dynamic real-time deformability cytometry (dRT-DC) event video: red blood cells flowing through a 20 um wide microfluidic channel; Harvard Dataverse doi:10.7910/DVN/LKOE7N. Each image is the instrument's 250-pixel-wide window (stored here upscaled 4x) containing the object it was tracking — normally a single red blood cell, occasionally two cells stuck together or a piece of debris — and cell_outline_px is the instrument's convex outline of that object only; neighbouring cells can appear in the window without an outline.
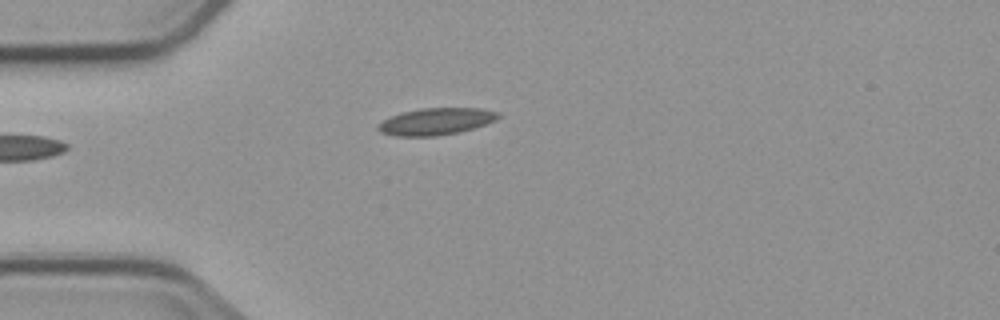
{"species": "common noctule bat (a hibernating species)", "species_latin": "Nyctalus noctula", "temperature_condition": "cold", "stored_images_in_passage": 5, "camera_frame_rate_fps": 3000, "um_per_image_px": 0.085, "animal": {"sex": "male", "body_mass_g": 23.1, "forearm_length_mm": 52.7}, "frame": {"image": 1, "passage_image": 5, "time_ms": 4.667, "image_size_px": [1000, 320], "cell_outline_px": [[500, 116], [496, 120], [472, 128], [456, 132], [436, 136], [396, 136], [380, 132], [376, 128], [384, 120], [392, 116], [404, 112], [420, 108], [480, 108], [500, 112]], "centroid_in_image_um": [37.07, 10.32], "position_along_channel_um": 47.9, "area_um2": 18.55}}